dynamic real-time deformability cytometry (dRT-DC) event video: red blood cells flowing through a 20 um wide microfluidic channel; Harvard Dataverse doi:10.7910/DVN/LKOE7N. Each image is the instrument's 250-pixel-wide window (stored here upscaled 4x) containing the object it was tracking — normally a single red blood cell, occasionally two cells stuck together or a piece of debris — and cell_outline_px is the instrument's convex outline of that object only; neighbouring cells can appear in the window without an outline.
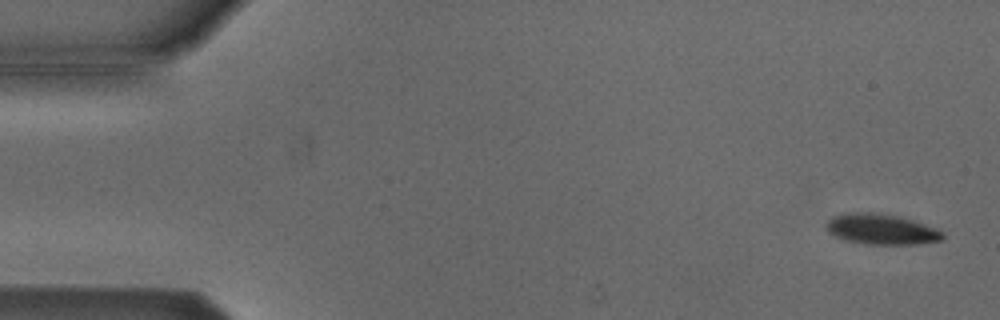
{"species": "Egyptian fruit bat (a non-hibernating species)", "species_latin": "Rousettus aegyptiacus", "temperature_condition": "cold", "stored_images_in_passage": 54, "camera_frame_rate_fps": 3000, "um_per_image_px": 0.085, "animal": {"sex": "male"}, "frame": {"image": 1, "passage_image": 2, "time_ms": 0.333, "image_size_px": [1000, 320], "cell_outline_px": [[944, 240], [916, 244], [864, 244], [844, 240], [828, 232], [824, 228], [824, 224], [832, 216], [856, 212], [872, 212], [900, 216], [936, 228], [944, 232]], "centroid_in_image_um": [74.9, 19.49], "position_along_channel_um": 10.1, "area_um2": 20.87}}
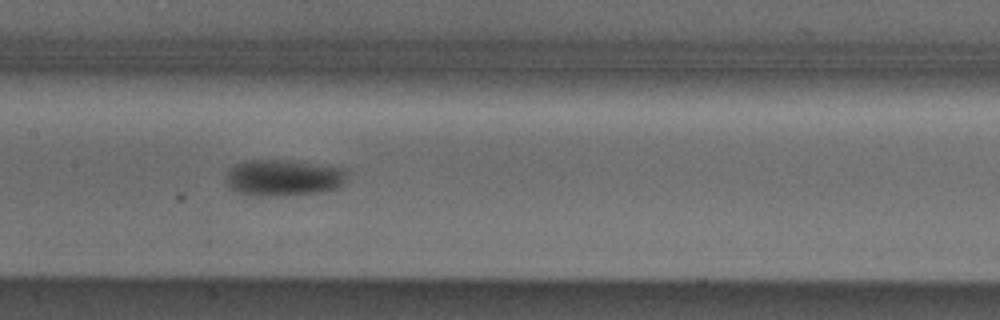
{"frame": {"image": 2, "passage_image": 26, "time_ms": 8.333, "image_size_px": [1000, 320], "cell_outline_px": [[348, 176], [344, 184], [336, 188], [320, 192], [264, 196], [248, 196], [236, 192], [228, 188], [228, 168], [232, 164], [244, 160], [288, 160], [348, 168]], "centroid_in_image_um": [24.09, 15.09], "position_along_channel_um": 183.3, "area_um2": 26.07}}
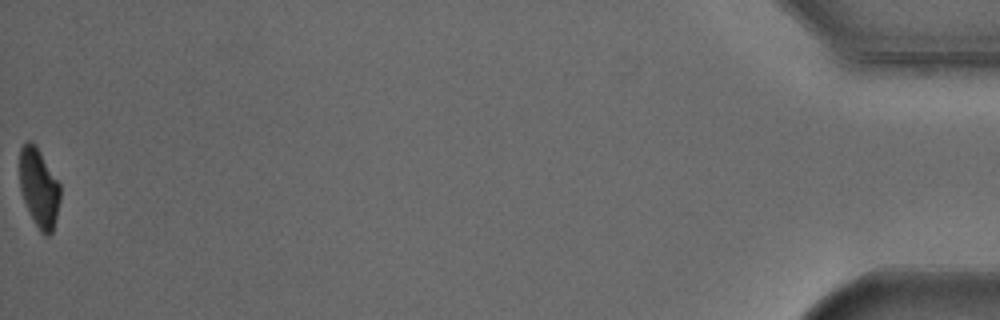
{"frame": {"image": 3, "passage_image": 54, "time_ms": 17.667, "image_size_px": [1000, 320], "cell_outline_px": [[60, 200], [52, 232], [48, 236], [44, 236], [40, 232], [28, 212], [20, 188], [20, 148], [28, 140], [40, 152], [60, 184]], "centroid_in_image_um": [3.31, 16.02], "position_along_channel_um": 431.9, "area_um2": 18.38}, "authors_computed_cell_mechanics": {"area_um2": 21.7617, "velocity_mm_per_s": 3.7953, "shape_relaxation_time_tau1_ms": 3.7427, "shape_relaxation_time_tau2_ms": null, "deformation_change_tau1": 0.0975, "deformation_change_tau2": null}}